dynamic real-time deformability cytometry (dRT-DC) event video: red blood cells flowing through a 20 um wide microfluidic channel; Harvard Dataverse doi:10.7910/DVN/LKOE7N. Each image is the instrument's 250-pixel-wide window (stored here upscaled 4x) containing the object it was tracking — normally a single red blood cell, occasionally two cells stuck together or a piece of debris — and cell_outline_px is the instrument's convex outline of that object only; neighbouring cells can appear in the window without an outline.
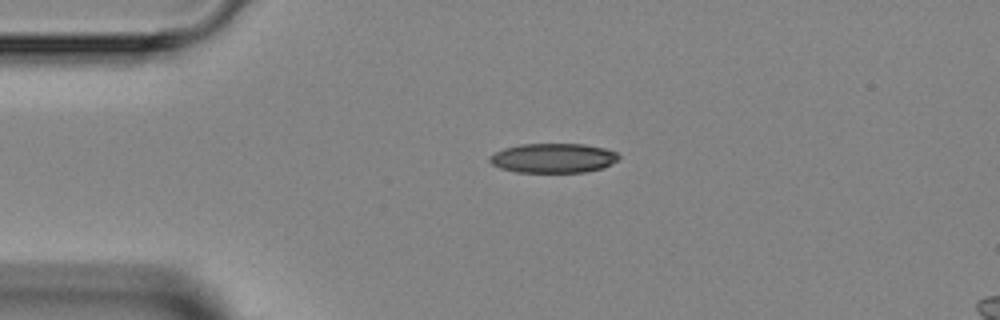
{"species": "Egyptian fruit bat (a non-hibernating species)", "species_latin": "Rousettus aegyptiacus", "temperature_condition": "room temperature", "stored_images_in_passage": 5, "camera_frame_rate_fps": 3000, "um_per_image_px": 0.085, "animal": {"sex": "female"}, "frame": {"image": 1, "passage_image": 1, "time_ms": 0.0, "image_size_px": [1000, 320], "cell_outline_px": [[620, 156], [616, 160], [604, 168], [584, 172], [516, 172], [500, 168], [492, 164], [488, 160], [496, 152], [504, 148], [520, 144], [584, 144], [604, 148], [616, 152]], "centroid_in_image_um": [47.03, 13.44], "position_along_channel_um": 38.0, "area_um2": 22.08}}
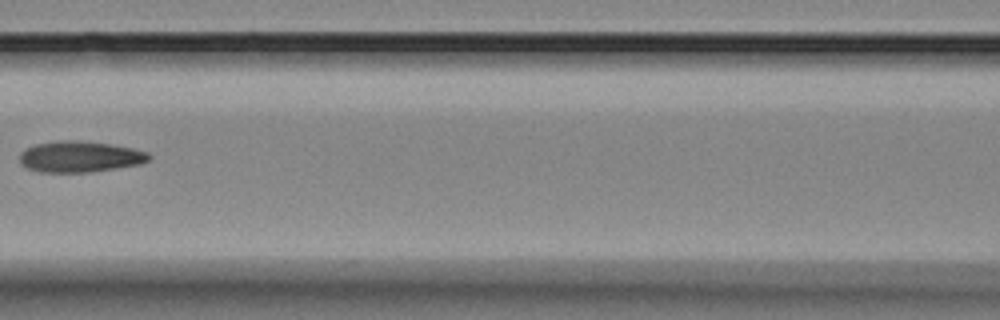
{"frame": {"image": 2, "passage_image": 4, "time_ms": 3.667, "image_size_px": [1000, 320], "cell_outline_px": [[152, 156], [148, 160], [140, 164], [116, 168], [88, 172], [40, 172], [28, 168], [20, 164], [20, 152], [24, 148], [36, 144], [56, 140], [80, 140], [112, 144], [132, 148], [148, 152]], "centroid_in_image_um": [6.77, 13.3], "position_along_channel_um": 159.8, "area_um2": 23.58}}
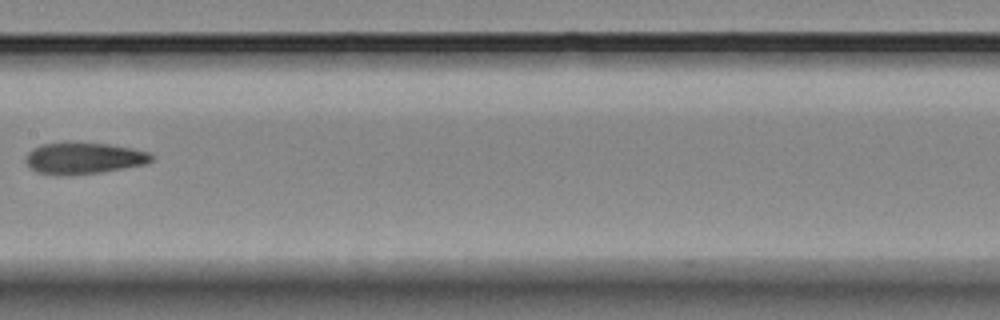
{"frame": {"image": 3, "passage_image": 5, "time_ms": 4.667, "image_size_px": [1000, 320], "cell_outline_px": [[156, 156], [148, 164], [100, 172], [68, 176], [52, 176], [36, 172], [28, 168], [24, 160], [28, 152], [32, 148], [44, 144], [108, 144], [132, 148], [148, 152]], "centroid_in_image_um": [7.1, 13.49], "position_along_channel_um": 200.3, "area_um2": 23.12}}